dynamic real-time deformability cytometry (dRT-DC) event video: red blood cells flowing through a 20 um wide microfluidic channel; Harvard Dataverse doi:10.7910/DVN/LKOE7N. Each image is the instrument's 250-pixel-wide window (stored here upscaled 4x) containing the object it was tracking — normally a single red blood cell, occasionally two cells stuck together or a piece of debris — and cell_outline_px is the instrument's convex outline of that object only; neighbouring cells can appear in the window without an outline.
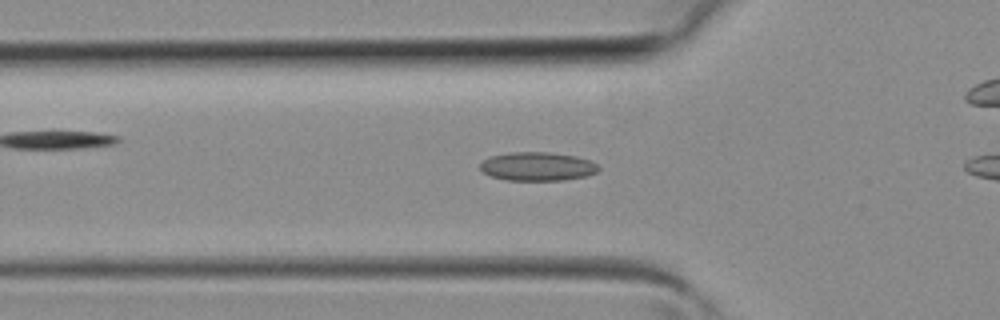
{"species": "common noctule bat (a hibernating species)", "species_latin": "Nyctalus noctula", "temperature_condition": "room temperature", "stored_images_in_passage": 32, "camera_frame_rate_fps": 3000, "um_per_image_px": 0.085, "animal": {"sex": "female", "body_mass_g": 19.3, "forearm_length_mm": 54.1}, "frame": {"image": 1, "passage_image": 7, "time_ms": 2.0, "image_size_px": [1000, 320], "cell_outline_px": [[600, 168], [596, 172], [588, 176], [564, 180], [508, 180], [492, 176], [484, 172], [480, 168], [480, 164], [488, 156], [512, 152], [548, 152], [576, 156], [592, 160]], "centroid_in_image_um": [45.71, 14.14], "position_along_channel_um": 80.1, "area_um2": 19.83}}
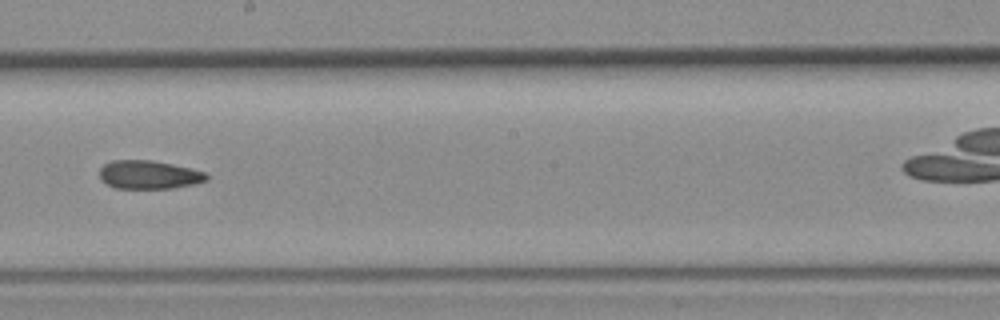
{"frame": {"image": 2, "passage_image": 16, "time_ms": 5.0, "image_size_px": [1000, 320], "cell_outline_px": [[208, 180], [196, 184], [172, 188], [116, 188], [100, 180], [100, 168], [104, 164], [112, 160], [152, 160], [192, 168], [204, 172], [208, 176]], "centroid_in_image_um": [12.67, 14.85], "position_along_channel_um": 235.5, "area_um2": 17.8}}
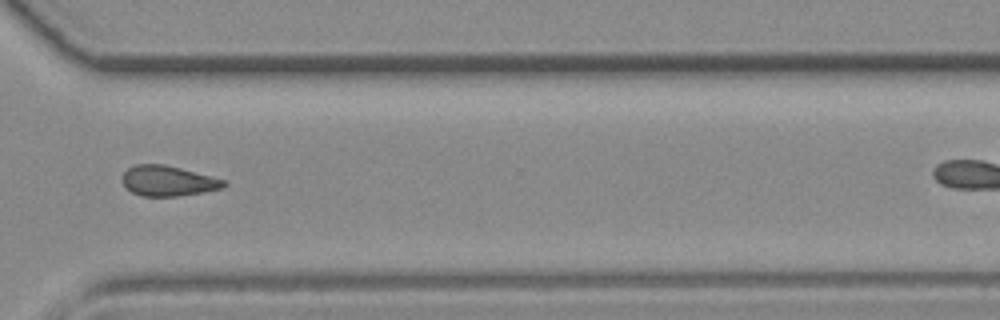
{"frame": {"image": 3, "passage_image": 23, "time_ms": 7.333, "image_size_px": [1000, 320], "cell_outline_px": [[228, 184], [220, 188], [204, 192], [176, 196], [140, 196], [132, 192], [120, 180], [124, 172], [128, 168], [136, 164], [164, 164], [228, 180]], "centroid_in_image_um": [14.29, 15.37], "position_along_channel_um": 356.3, "area_um2": 17.98}}